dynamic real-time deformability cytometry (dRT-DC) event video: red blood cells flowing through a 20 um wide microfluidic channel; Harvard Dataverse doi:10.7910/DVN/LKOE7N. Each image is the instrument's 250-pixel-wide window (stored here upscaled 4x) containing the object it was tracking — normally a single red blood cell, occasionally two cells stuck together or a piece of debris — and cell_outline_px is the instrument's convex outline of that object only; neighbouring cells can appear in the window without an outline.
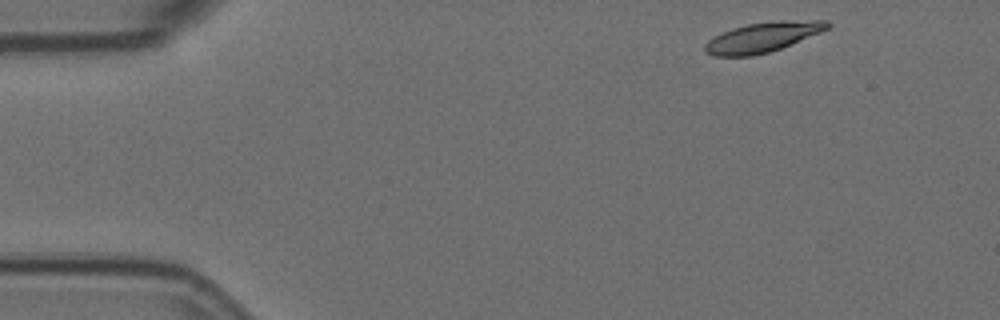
{"species": "Egyptian fruit bat (a non-hibernating species)", "species_latin": "Rousettus aegyptiacus", "temperature_condition": "room temperature", "stored_images_in_passage": 3, "camera_frame_rate_fps": 3000, "um_per_image_px": 0.085, "animal": {"sex": "female"}, "frame": {"image": 1, "passage_image": 1, "time_ms": 0.0, "image_size_px": [1000, 320], "cell_outline_px": [[832, 24], [828, 28], [820, 32], [780, 48], [768, 52], [752, 56], [712, 56], [704, 52], [704, 44], [708, 40], [732, 28], [748, 24], [776, 20], [828, 20]], "centroid_in_image_um": [64.82, 3.16], "position_along_channel_um": 20.2, "area_um2": 21.21}}
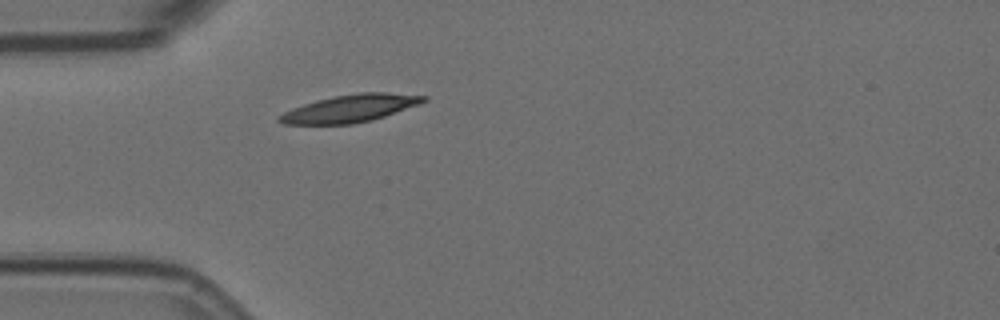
{"frame": {"image": 2, "passage_image": 3, "time_ms": 0.667, "image_size_px": [1000, 320], "cell_outline_px": [[428, 100], [420, 104], [372, 120], [352, 124], [284, 124], [276, 120], [276, 116], [292, 108], [316, 100], [336, 96], [360, 92], [388, 92], [428, 96]], "centroid_in_image_um": [29.77, 9.21], "position_along_channel_um": 55.2, "area_um2": 23.12}}